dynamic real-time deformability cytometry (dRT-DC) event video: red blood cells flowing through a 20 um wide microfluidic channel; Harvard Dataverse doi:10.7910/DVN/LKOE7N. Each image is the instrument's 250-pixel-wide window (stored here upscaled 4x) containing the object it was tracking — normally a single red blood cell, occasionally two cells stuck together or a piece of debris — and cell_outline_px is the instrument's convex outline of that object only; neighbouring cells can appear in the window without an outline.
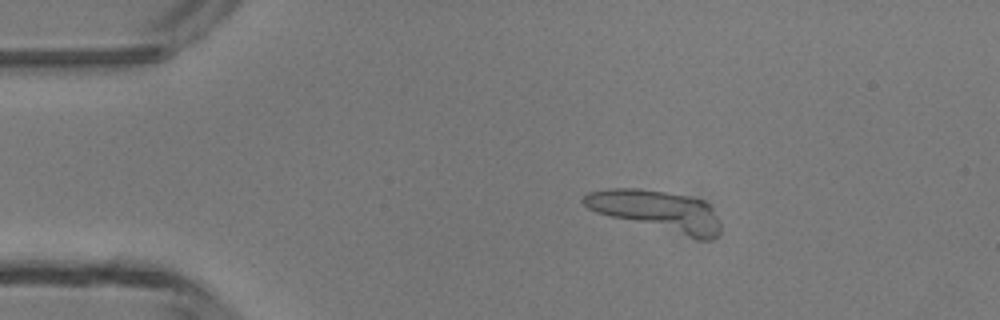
{"species": "common noctule bat (a hibernating species)", "species_latin": "Nyctalus noctula", "temperature_condition": "room temperature", "stored_images_in_passage": 40, "camera_frame_rate_fps": 3000, "um_per_image_px": 0.085, "animal": {"sex": "male", "body_mass_g": 13.3}, "frame": {"image": 1, "passage_image": 1, "time_ms": 0.0, "image_size_px": [1000, 320], "cell_outline_px": [[720, 232], [712, 240], [700, 240], [596, 212], [588, 208], [580, 200], [588, 192], [608, 188], [636, 188], [664, 192], [688, 196], [704, 200], [708, 204], [720, 224]], "centroid_in_image_um": [55.83, 17.91], "position_along_channel_um": 29.2, "area_um2": 32.02}}